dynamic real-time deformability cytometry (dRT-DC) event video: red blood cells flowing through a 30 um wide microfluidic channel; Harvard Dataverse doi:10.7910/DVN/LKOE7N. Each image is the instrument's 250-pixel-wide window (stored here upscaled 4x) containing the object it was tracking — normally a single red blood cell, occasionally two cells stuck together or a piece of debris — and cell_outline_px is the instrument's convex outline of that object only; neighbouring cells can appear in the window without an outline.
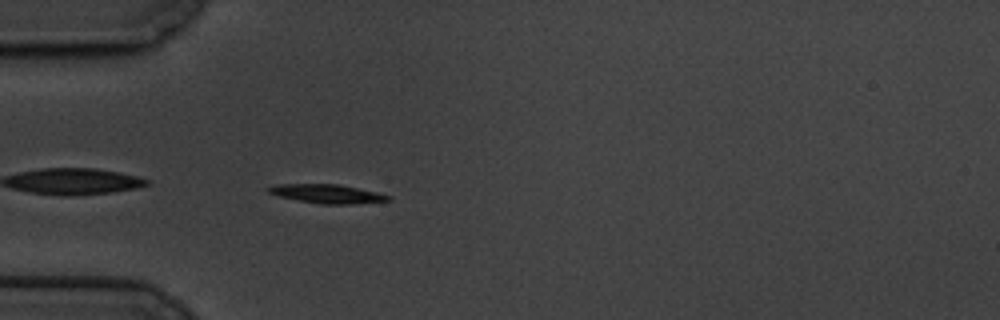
{"species": "common noctule bat (a hibernating species)", "species_latin": "Nyctalus noctula", "temperature_condition": "cold", "stored_images_in_passage": 44, "camera_frame_rate_fps": 3000, "um_per_image_px": 0.085, "animal": {"sex": "male", "body_mass_g": 19.5, "forearm_length_mm": 54.6}, "frame": {"image": 1, "passage_image": 2, "time_ms": 0.333, "image_size_px": [1000, 320], "cell_outline_px": [[392, 200], [348, 204], [320, 204], [280, 196], [268, 192], [264, 188], [276, 184], [336, 184], [376, 192], [392, 196]], "centroid_in_image_um": [27.79, 16.47], "position_along_channel_um": 57.2, "area_um2": 12.95}}
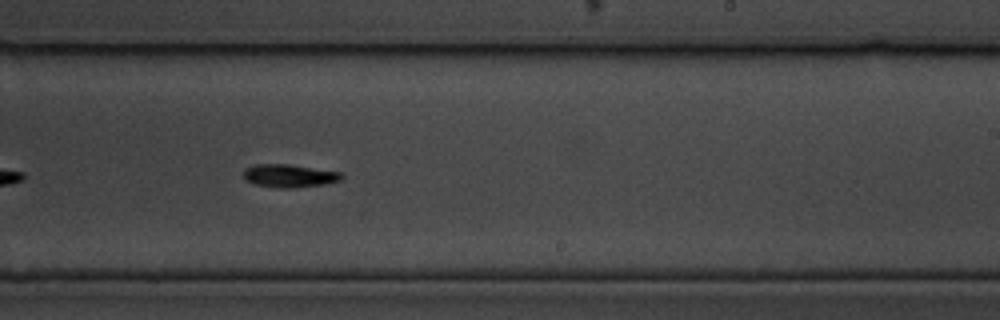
{"frame": {"image": 2, "passage_image": 21, "time_ms": 6.667, "image_size_px": [1000, 320], "cell_outline_px": [[344, 176], [340, 180], [324, 184], [292, 188], [276, 188], [256, 184], [244, 180], [244, 168], [256, 164], [288, 164], [340, 172]], "centroid_in_image_um": [24.56, 14.94], "position_along_channel_um": 264.4, "area_um2": 13.12}}
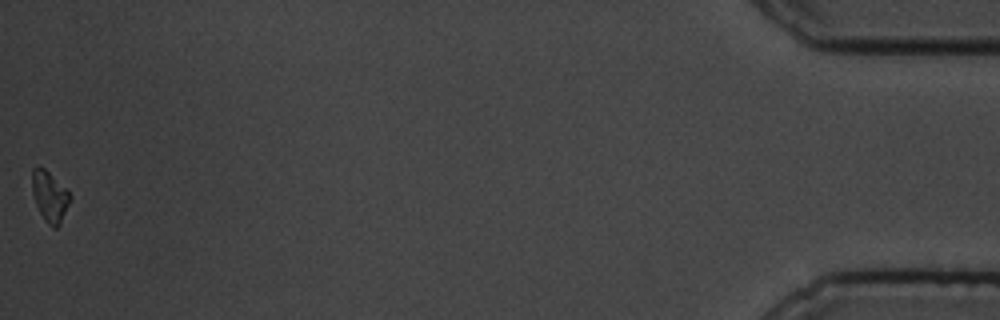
{"frame": {"image": 3, "passage_image": 44, "time_ms": 14.333, "image_size_px": [1000, 320], "cell_outline_px": [[72, 200], [60, 224], [56, 228], [52, 228], [44, 220], [36, 204], [32, 192], [32, 168], [40, 164], [68, 188], [72, 196]], "centroid_in_image_um": [4.26, 16.66], "position_along_channel_um": 430.9, "area_um2": 11.68}, "authors_computed_cell_mechanics": {"area_um2": 12.3114, "velocity_mm_per_s": 3.3645, "shape_relaxation_time_tau1_ms": 9.5333, "shape_relaxation_time_tau2_ms": null, "deformation_change_tau1": 0.3715, "deformation_change_tau2": null}}